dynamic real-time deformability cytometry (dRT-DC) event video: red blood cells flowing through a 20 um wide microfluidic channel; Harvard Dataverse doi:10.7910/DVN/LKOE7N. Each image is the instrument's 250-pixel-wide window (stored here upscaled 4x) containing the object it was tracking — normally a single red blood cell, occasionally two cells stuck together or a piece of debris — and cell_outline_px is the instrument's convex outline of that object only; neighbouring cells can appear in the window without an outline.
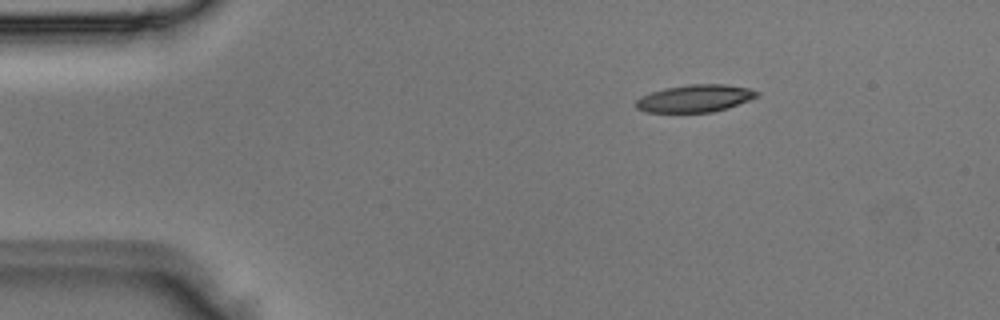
{"species": "Egyptian fruit bat (a non-hibernating species)", "species_latin": "Rousettus aegyptiacus", "temperature_condition": "room temperature", "stored_images_in_passage": 3, "camera_frame_rate_fps": 3000, "um_per_image_px": 0.085, "animal": {"sex": "male"}, "frame": {"image": 1, "passage_image": 3, "time_ms": 0.667, "image_size_px": [1000, 320], "cell_outline_px": [[760, 96], [728, 108], [712, 112], [648, 112], [636, 108], [632, 104], [640, 96], [664, 88], [688, 84], [728, 84], [748, 88], [760, 92]], "centroid_in_image_um": [59.07, 8.36], "position_along_channel_um": 25.9, "area_um2": 19.54}}